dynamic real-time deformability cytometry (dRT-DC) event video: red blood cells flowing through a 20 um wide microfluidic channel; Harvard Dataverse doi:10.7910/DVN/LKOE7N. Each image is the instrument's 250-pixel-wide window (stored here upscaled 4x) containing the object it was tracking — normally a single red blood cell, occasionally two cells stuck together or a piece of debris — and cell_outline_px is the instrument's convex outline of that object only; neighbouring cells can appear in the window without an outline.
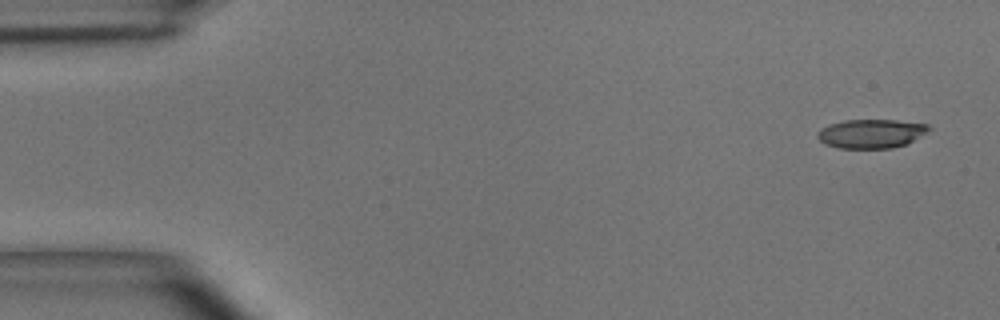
{"species": "common noctule bat (a hibernating species)", "species_latin": "Nyctalus noctula", "temperature_condition": "room temperature", "stored_images_in_passage": 48, "camera_frame_rate_fps": 3000, "um_per_image_px": 0.085, "animal": {"sex": "male", "body_mass_g": 15.6}, "frame": {"image": 1, "passage_image": 1, "time_ms": 0.0, "image_size_px": [1000, 320], "cell_outline_px": [[932, 128], [912, 140], [904, 144], [892, 148], [840, 148], [824, 144], [816, 136], [816, 132], [820, 128], [844, 120], [896, 120], [928, 124]], "centroid_in_image_um": [74.0, 11.35], "position_along_channel_um": 11.0, "area_um2": 18.61}}
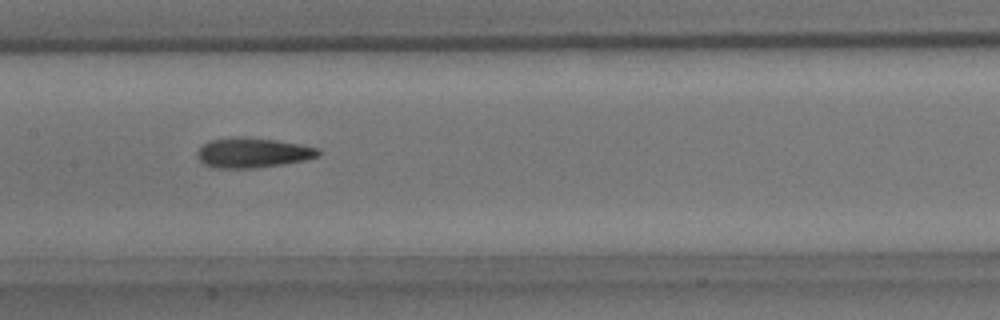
{"frame": {"image": 2, "passage_image": 23, "time_ms": 7.333, "image_size_px": [1000, 320], "cell_outline_px": [[324, 152], [320, 156], [304, 160], [284, 164], [256, 168], [212, 168], [204, 164], [196, 156], [196, 152], [204, 144], [212, 140], [236, 136], [240, 136], [276, 140], [300, 144], [320, 148]], "centroid_in_image_um": [21.52, 12.98], "position_along_channel_um": 185.9, "area_um2": 21.39}}
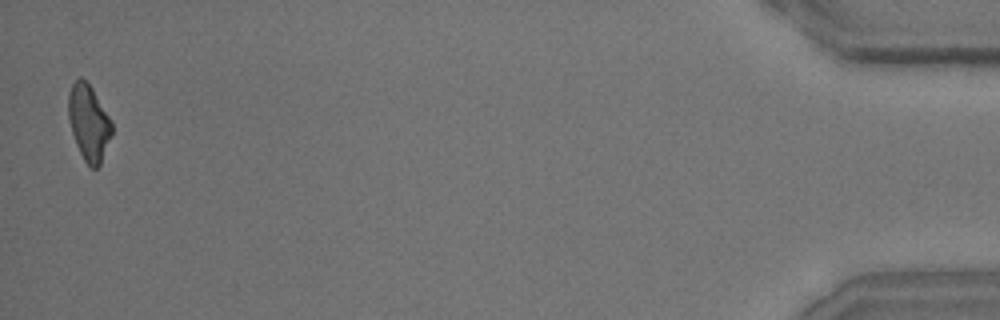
{"frame": {"image": 3, "passage_image": 48, "time_ms": 15.667, "image_size_px": [1000, 320], "cell_outline_px": [[112, 132], [100, 164], [96, 168], [92, 168], [84, 160], [76, 144], [72, 132], [68, 116], [68, 92], [72, 84], [80, 76], [92, 88], [108, 116], [112, 124]], "centroid_in_image_um": [7.52, 10.41], "position_along_channel_um": 427.7, "area_um2": 18.79}, "authors_computed_cell_mechanics": {"area_um2": 20.2878, "velocity_mm_per_s": 3.9836, "shape_relaxation_time_tau1_ms": 5.4431, "shape_relaxation_time_tau2_ms": 3.0982, "deformation_change_tau1": 0.1858, "deformation_change_tau2": 0.143}}